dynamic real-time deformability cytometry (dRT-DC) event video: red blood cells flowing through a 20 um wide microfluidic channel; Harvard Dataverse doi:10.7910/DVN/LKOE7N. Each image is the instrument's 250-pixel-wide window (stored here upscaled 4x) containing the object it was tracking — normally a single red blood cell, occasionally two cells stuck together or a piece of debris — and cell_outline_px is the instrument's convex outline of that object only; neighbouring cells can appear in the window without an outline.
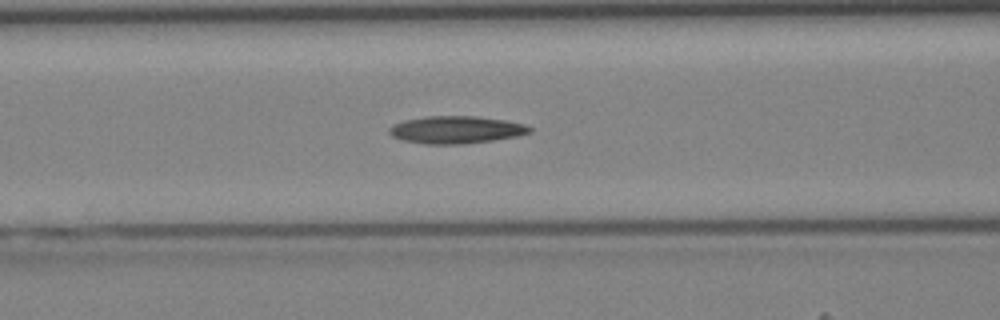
{"species": "Egyptian fruit bat (a non-hibernating species)", "species_latin": "Rousettus aegyptiacus", "temperature_condition": "cold", "stored_images_in_passage": 36, "camera_frame_rate_fps": 3000, "um_per_image_px": 0.085, "animal": {"sex": "female"}, "frame": {"image": 1, "passage_image": 14, "time_ms": 4.333, "image_size_px": [1000, 320], "cell_outline_px": [[532, 132], [516, 136], [492, 140], [460, 144], [424, 144], [404, 140], [392, 136], [388, 132], [388, 128], [392, 124], [404, 120], [428, 116], [476, 116], [504, 120], [524, 124], [532, 128]], "centroid_in_image_um": [38.73, 11.02], "position_along_channel_um": 127.9, "area_um2": 22.37}}
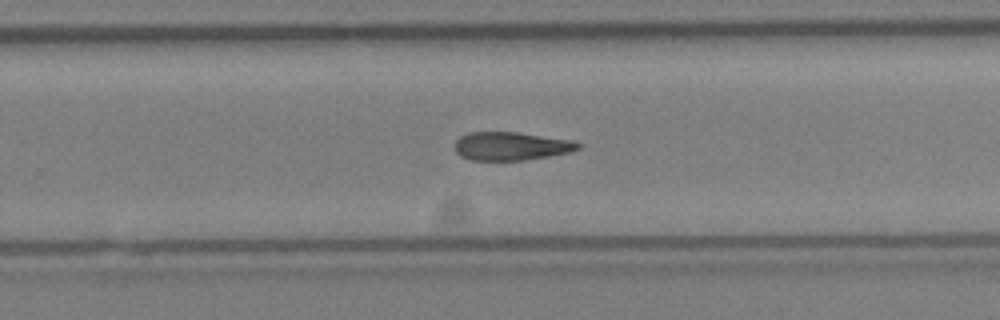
{"frame": {"image": 2, "passage_image": 24, "time_ms": 7.667, "image_size_px": [1000, 320], "cell_outline_px": [[584, 144], [580, 148], [568, 152], [548, 156], [524, 160], [472, 160], [460, 156], [456, 152], [456, 140], [460, 136], [468, 132], [516, 132], [572, 140]], "centroid_in_image_um": [43.45, 12.41], "position_along_channel_um": 286.4, "area_um2": 20.29}}
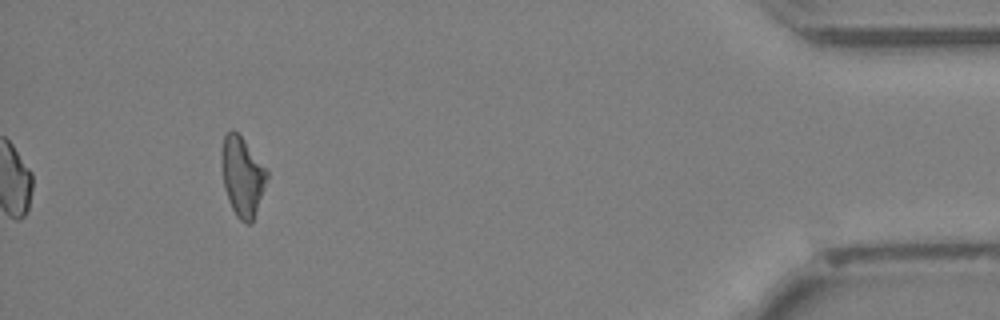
{"frame": {"image": 3, "passage_image": 36, "time_ms": 11.667, "image_size_px": [1000, 320], "cell_outline_px": [[268, 176], [264, 188], [252, 220], [248, 224], [240, 220], [236, 216], [228, 200], [224, 188], [220, 160], [220, 152], [224, 136], [232, 128], [244, 140], [268, 168]], "centroid_in_image_um": [20.57, 14.94], "position_along_channel_um": 414.6, "area_um2": 21.04}}